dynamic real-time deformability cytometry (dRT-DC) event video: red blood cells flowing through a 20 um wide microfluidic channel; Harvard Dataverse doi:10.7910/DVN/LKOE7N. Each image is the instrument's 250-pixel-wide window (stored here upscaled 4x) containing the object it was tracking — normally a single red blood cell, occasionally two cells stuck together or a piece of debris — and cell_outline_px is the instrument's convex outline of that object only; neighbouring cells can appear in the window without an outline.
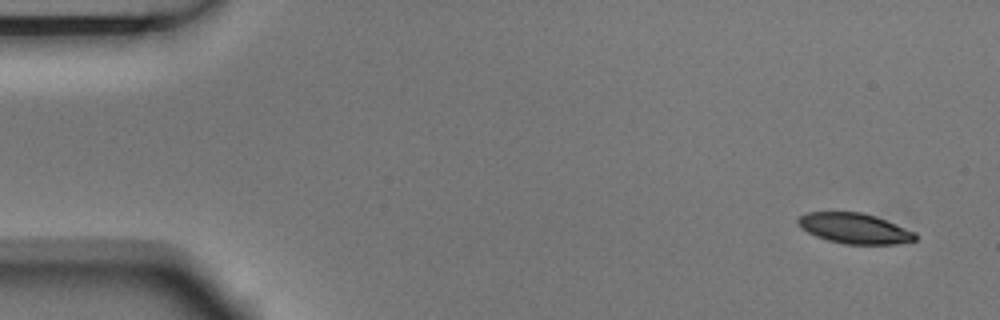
{"species": "Egyptian fruit bat (a non-hibernating species)", "species_latin": "Rousettus aegyptiacus", "temperature_condition": "room temperature", "stored_images_in_passage": 4, "camera_frame_rate_fps": 3000, "um_per_image_px": 0.085, "animal": {"sex": "male"}, "frame": {"image": 1, "passage_image": 1, "time_ms": 0.0, "image_size_px": [1000, 320], "cell_outline_px": [[916, 240], [896, 244], [844, 244], [828, 240], [816, 236], [800, 228], [796, 220], [800, 216], [808, 212], [860, 212], [876, 216], [916, 232]], "centroid_in_image_um": [72.63, 19.41], "position_along_channel_um": 12.4, "area_um2": 20.75}}
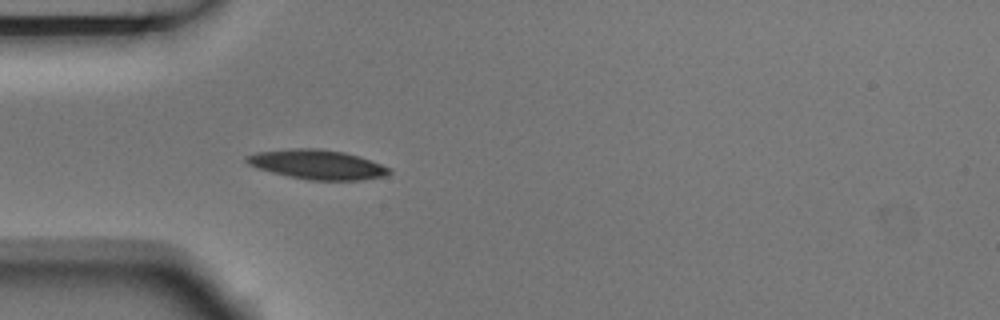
{"frame": {"image": 2, "passage_image": 4, "time_ms": 1.0, "image_size_px": [1000, 320], "cell_outline_px": [[392, 172], [388, 176], [360, 180], [308, 180], [288, 176], [272, 172], [248, 164], [244, 160], [244, 156], [256, 152], [288, 148], [320, 148], [344, 152], [360, 156], [392, 168]], "centroid_in_image_um": [27.0, 13.97], "position_along_channel_um": 58.0, "area_um2": 24.8}}